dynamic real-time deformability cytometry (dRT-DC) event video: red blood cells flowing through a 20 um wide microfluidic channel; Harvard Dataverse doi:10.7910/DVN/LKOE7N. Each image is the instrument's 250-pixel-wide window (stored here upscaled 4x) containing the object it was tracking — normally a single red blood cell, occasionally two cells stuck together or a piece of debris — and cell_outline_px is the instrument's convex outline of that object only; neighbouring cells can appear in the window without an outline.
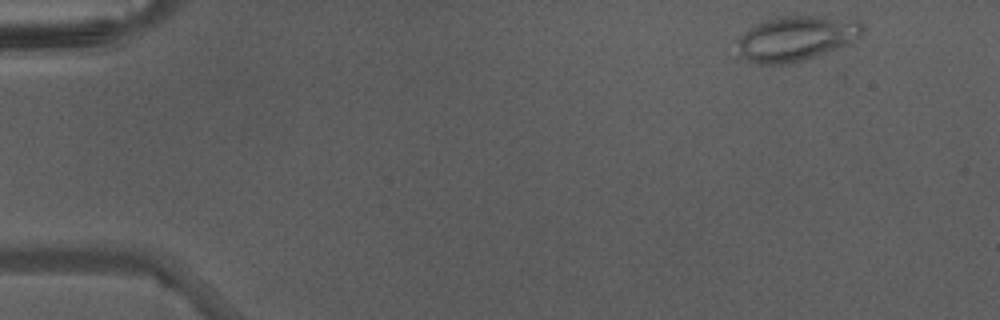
{"species": "Egyptian fruit bat (a non-hibernating species)", "species_latin": "Rousettus aegyptiacus", "temperature_condition": "warm", "stored_images_in_passage": 42, "camera_frame_rate_fps": 3000, "um_per_image_px": 0.085, "animal": {"sex": "male"}, "frame": {"image": 1, "passage_image": 1, "time_ms": 0.0, "image_size_px": [1000, 320], "cell_outline_px": [[864, 32], [860, 36], [848, 44], [804, 60], [788, 64], [756, 64], [748, 60], [740, 52], [736, 40], [740, 36], [752, 28], [768, 20], [780, 16], [816, 16], [860, 20], [864, 24]], "centroid_in_image_um": [67.73, 3.26], "position_along_channel_um": 17.3, "area_um2": 32.37}}
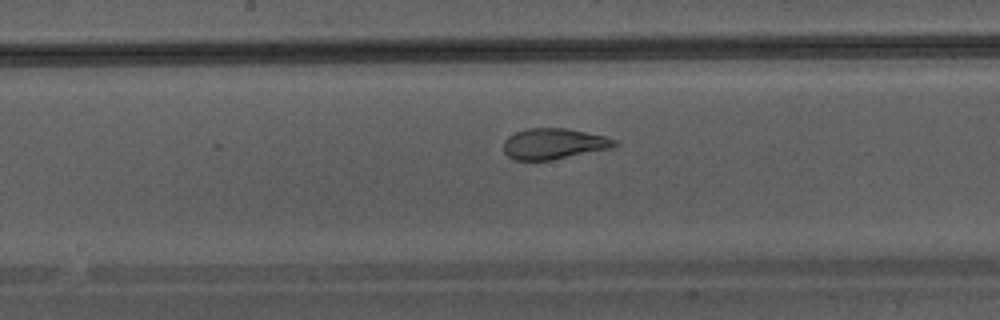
{"frame": {"image": 2, "passage_image": 21, "time_ms": 6.667, "image_size_px": [1000, 320], "cell_outline_px": [[620, 144], [612, 148], [552, 160], [512, 160], [504, 152], [504, 140], [508, 136], [516, 132], [528, 128], [564, 128], [604, 136], [616, 140]], "centroid_in_image_um": [47.06, 12.23], "position_along_channel_um": 201.1, "area_um2": 19.94}}
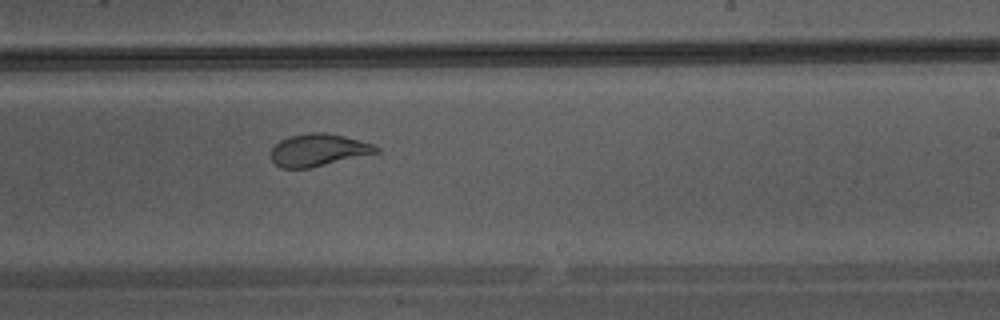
{"frame": {"image": 3, "passage_image": 25, "time_ms": 8.0, "image_size_px": [1000, 320], "cell_outline_px": [[380, 152], [312, 168], [280, 168], [268, 156], [268, 152], [280, 140], [288, 136], [308, 132], [324, 132], [344, 136], [372, 144], [380, 148]], "centroid_in_image_um": [27.01, 12.76], "position_along_channel_um": 262.0, "area_um2": 20.11}}